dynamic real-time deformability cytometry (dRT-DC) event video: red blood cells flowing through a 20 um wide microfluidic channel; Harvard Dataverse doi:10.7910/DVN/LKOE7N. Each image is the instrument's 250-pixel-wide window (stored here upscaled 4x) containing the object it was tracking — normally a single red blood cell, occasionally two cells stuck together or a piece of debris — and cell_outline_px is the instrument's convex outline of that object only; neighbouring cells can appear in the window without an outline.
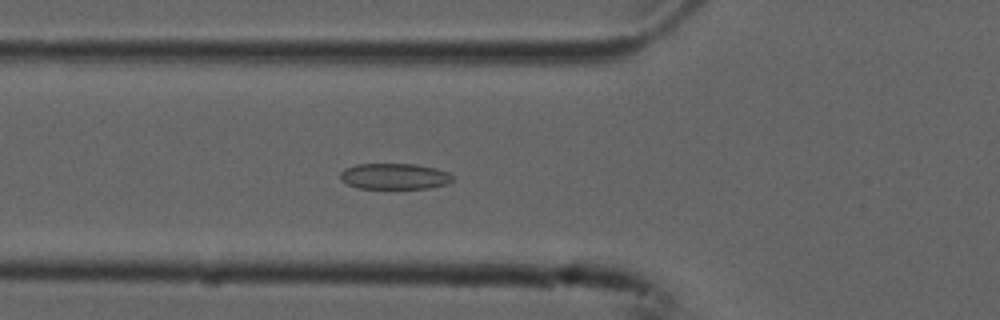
{"species": "common noctule bat (a hibernating species)", "species_latin": "Nyctalus noctula", "temperature_condition": "cold", "stored_images_in_passage": 55, "camera_frame_rate_fps": 3000, "um_per_image_px": 0.085, "animal": {"sex": "male", "forearm_length_mm": 52.5}, "frame": {"image": 1, "passage_image": 20, "time_ms": 6.333, "image_size_px": [1000, 320], "cell_outline_px": [[452, 180], [448, 184], [428, 188], [356, 188], [340, 180], [340, 172], [344, 168], [356, 164], [416, 164], [436, 168], [448, 172], [452, 176]], "centroid_in_image_um": [33.51, 14.98], "position_along_channel_um": 92.3, "area_um2": 17.05}}
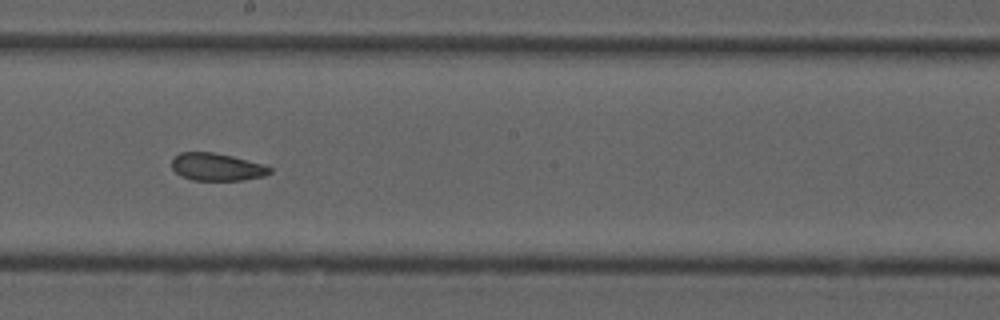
{"frame": {"image": 2, "passage_image": 31, "time_ms": 10.0, "image_size_px": [1000, 320], "cell_outline_px": [[272, 172], [264, 176], [244, 180], [192, 180], [180, 176], [172, 168], [172, 160], [180, 152], [212, 152], [232, 156], [264, 164], [272, 168]], "centroid_in_image_um": [18.45, 14.19], "position_along_channel_um": 229.8, "area_um2": 15.78}}
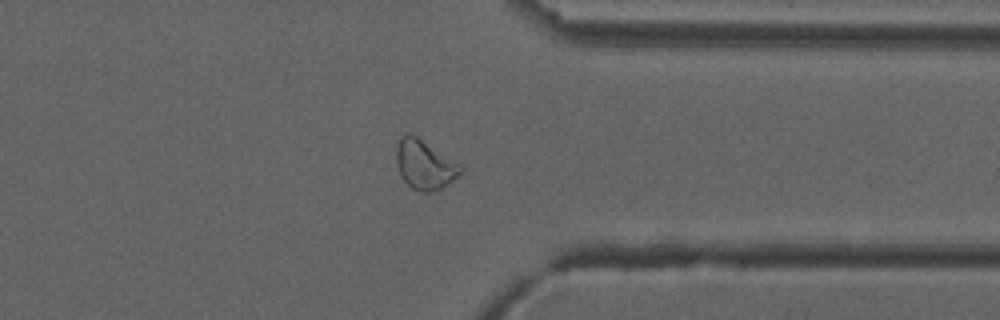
{"frame": {"image": 3, "passage_image": 43, "time_ms": 14.0, "image_size_px": [1000, 320], "cell_outline_px": [[464, 172], [448, 184], [432, 192], [420, 192], [412, 188], [400, 176], [396, 164], [396, 148], [400, 140], [408, 132], [412, 132], [460, 164], [464, 168]], "centroid_in_image_um": [36.11, 13.99], "position_along_channel_um": 375.3, "area_um2": 18.67}, "authors_computed_cell_mechanics": {"area_um2": 19.0162, "velocity_mm_per_s": 3.7425, "shape_relaxation_time_tau1_ms": null, "shape_relaxation_time_tau2_ms": 2.174, "deformation_change_tau1": null, "deformation_change_tau2": 0.0786}}